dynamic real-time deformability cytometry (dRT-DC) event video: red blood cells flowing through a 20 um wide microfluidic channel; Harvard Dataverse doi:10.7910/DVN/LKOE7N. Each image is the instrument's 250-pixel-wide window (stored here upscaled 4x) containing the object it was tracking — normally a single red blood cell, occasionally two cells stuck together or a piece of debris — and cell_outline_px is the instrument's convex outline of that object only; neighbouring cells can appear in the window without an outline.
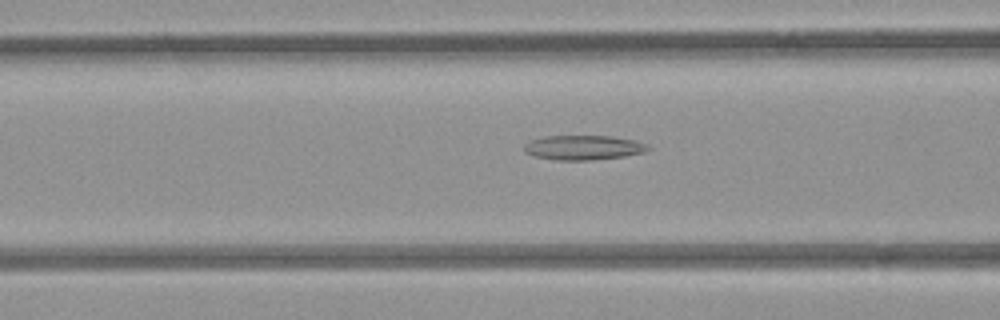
{"species": "common noctule bat (a hibernating species)", "species_latin": "Nyctalus noctula", "temperature_condition": "room temperature", "stored_images_in_passage": 39, "camera_frame_rate_fps": 3000, "um_per_image_px": 0.085, "animal": {"sex": "female", "body_mass_g": 21.9}, "frame": {"image": 1, "passage_image": 7, "time_ms": 2.0, "image_size_px": [1000, 320], "cell_outline_px": [[652, 148], [644, 152], [624, 156], [592, 160], [556, 160], [536, 156], [524, 152], [524, 144], [532, 140], [544, 136], [612, 136], [636, 140], [648, 144]], "centroid_in_image_um": [49.63, 12.54], "position_along_channel_um": 117.0, "area_um2": 17.8}}
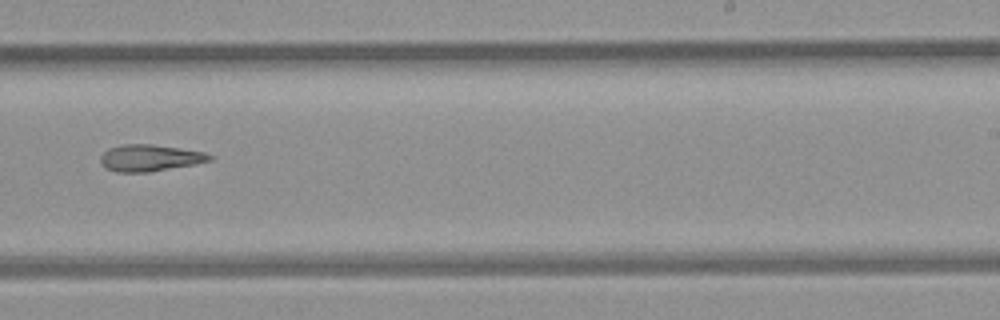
{"frame": {"image": 2, "passage_image": 19, "time_ms": 6.0, "image_size_px": [1000, 320], "cell_outline_px": [[212, 160], [196, 164], [148, 172], [116, 172], [108, 168], [100, 160], [100, 156], [108, 148], [120, 144], [152, 144], [180, 148], [204, 152], [212, 156]], "centroid_in_image_um": [12.74, 13.41], "position_along_channel_um": 276.3, "area_um2": 16.88}}
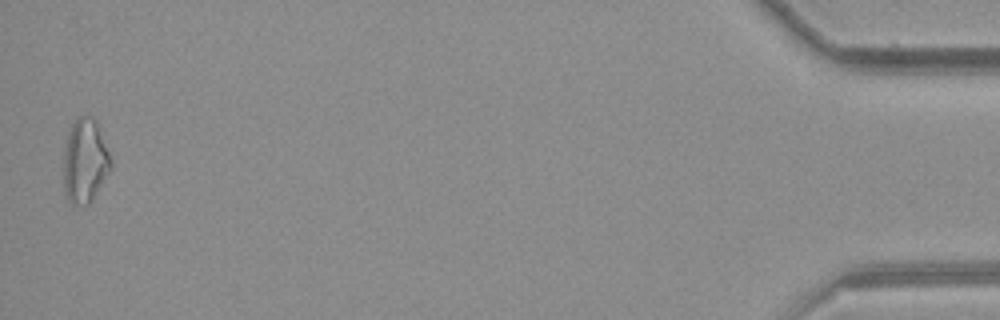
{"frame": {"image": 3, "passage_image": 38, "time_ms": 12.333, "image_size_px": [1000, 320], "cell_outline_px": [[112, 168], [92, 200], [88, 204], [72, 204], [68, 200], [64, 192], [60, 180], [64, 148], [68, 132], [72, 124], [80, 116], [92, 116], [96, 120], [112, 160]], "centroid_in_image_um": [7.18, 13.71], "position_along_channel_um": 428.0, "area_um2": 23.81}}